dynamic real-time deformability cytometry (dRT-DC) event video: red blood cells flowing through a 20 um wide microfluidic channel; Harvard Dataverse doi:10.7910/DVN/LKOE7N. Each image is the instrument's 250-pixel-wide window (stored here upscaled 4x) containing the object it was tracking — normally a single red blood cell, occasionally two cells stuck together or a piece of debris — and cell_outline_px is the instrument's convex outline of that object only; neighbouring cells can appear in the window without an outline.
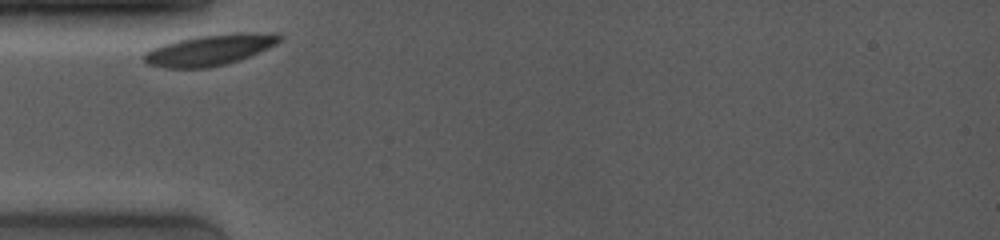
{"species": "common noctule bat (a hibernating species)", "species_latin": "Nyctalus noctula", "temperature_condition": "room temperature", "stored_images_in_passage": 19, "camera_frame_rate_fps": 4000, "um_per_image_px": 0.085, "animal": {"sex": "female", "body_mass_g": 19.0, "forearm_length_mm": 53.3}, "frame": {"image": 1, "passage_image": 1, "time_ms": 0.0, "image_size_px": [1000, 240], "cell_outline_px": [[284, 36], [276, 44], [268, 48], [240, 60], [208, 68], [164, 68], [148, 64], [140, 56], [144, 52], [152, 48], [176, 40], [196, 36], [236, 32], [280, 32]], "centroid_in_image_um": [17.86, 4.22], "position_along_channel_um": 67.1, "area_um2": 24.85}}
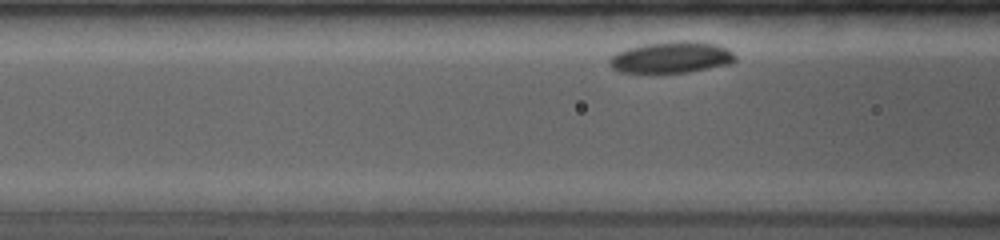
{"frame": {"image": 2, "passage_image": 7, "time_ms": 1.25, "image_size_px": [1000, 240], "cell_outline_px": [[736, 60], [732, 64], [688, 72], [652, 76], [620, 72], [612, 68], [608, 64], [608, 60], [616, 52], [628, 48], [644, 44], [668, 40], [700, 40], [716, 44], [728, 48], [736, 56]], "centroid_in_image_um": [57.04, 4.9], "position_along_channel_um": 109.6, "area_um2": 24.45}}